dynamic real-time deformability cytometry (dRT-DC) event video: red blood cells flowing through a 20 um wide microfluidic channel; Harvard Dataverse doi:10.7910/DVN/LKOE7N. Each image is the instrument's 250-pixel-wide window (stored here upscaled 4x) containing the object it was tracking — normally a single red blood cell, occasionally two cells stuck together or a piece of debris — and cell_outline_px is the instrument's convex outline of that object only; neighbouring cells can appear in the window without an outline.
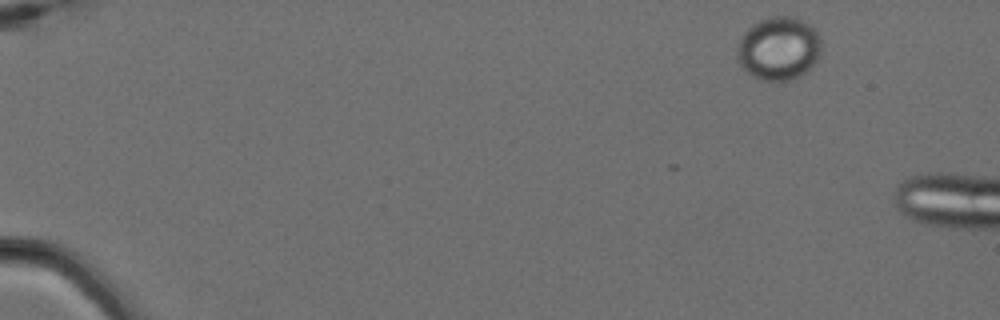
{"species": "Egyptian fruit bat (a non-hibernating species)", "species_latin": "Rousettus aegyptiacus", "temperature_condition": "cold", "stored_images_in_passage": 3, "camera_frame_rate_fps": 3000, "um_per_image_px": 0.085, "animal": {"sex": "female"}, "frame": {"image": 1, "passage_image": 1, "time_ms": 0.0, "image_size_px": [1000, 320], "cell_outline_px": [[820, 56], [816, 64], [800, 76], [788, 80], [760, 80], [752, 76], [740, 64], [736, 56], [736, 48], [740, 36], [752, 24], [768, 16], [796, 16], [808, 24], [820, 36]], "centroid_in_image_um": [66.18, 4.11], "position_along_channel_um": 18.8, "area_um2": 31.39}}